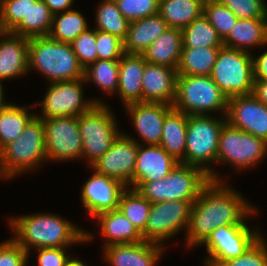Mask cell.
<instances>
[{"label":"cell","mask_w":267,"mask_h":266,"mask_svg":"<svg viewBox=\"0 0 267 266\" xmlns=\"http://www.w3.org/2000/svg\"><path fill=\"white\" fill-rule=\"evenodd\" d=\"M254 96L267 105V80H254Z\"/></svg>","instance_id":"681fc988"},{"label":"cell","mask_w":267,"mask_h":266,"mask_svg":"<svg viewBox=\"0 0 267 266\" xmlns=\"http://www.w3.org/2000/svg\"><path fill=\"white\" fill-rule=\"evenodd\" d=\"M230 9L238 19L267 18L264 0H218Z\"/></svg>","instance_id":"7bdbcfd3"},{"label":"cell","mask_w":267,"mask_h":266,"mask_svg":"<svg viewBox=\"0 0 267 266\" xmlns=\"http://www.w3.org/2000/svg\"><path fill=\"white\" fill-rule=\"evenodd\" d=\"M210 77L228 99L252 94V54L223 45L218 51Z\"/></svg>","instance_id":"ba28073f"},{"label":"cell","mask_w":267,"mask_h":266,"mask_svg":"<svg viewBox=\"0 0 267 266\" xmlns=\"http://www.w3.org/2000/svg\"><path fill=\"white\" fill-rule=\"evenodd\" d=\"M114 113L102 102L78 116V127L82 139V157L91 166L107 152L121 134Z\"/></svg>","instance_id":"9c48e42d"},{"label":"cell","mask_w":267,"mask_h":266,"mask_svg":"<svg viewBox=\"0 0 267 266\" xmlns=\"http://www.w3.org/2000/svg\"><path fill=\"white\" fill-rule=\"evenodd\" d=\"M220 47L182 48L178 75L210 76Z\"/></svg>","instance_id":"4dcf8cb0"},{"label":"cell","mask_w":267,"mask_h":266,"mask_svg":"<svg viewBox=\"0 0 267 266\" xmlns=\"http://www.w3.org/2000/svg\"><path fill=\"white\" fill-rule=\"evenodd\" d=\"M163 245L142 241L104 247L105 260L111 266H155L163 253Z\"/></svg>","instance_id":"44dd1931"},{"label":"cell","mask_w":267,"mask_h":266,"mask_svg":"<svg viewBox=\"0 0 267 266\" xmlns=\"http://www.w3.org/2000/svg\"><path fill=\"white\" fill-rule=\"evenodd\" d=\"M119 60H96L84 69L85 81H93L104 92L118 90Z\"/></svg>","instance_id":"8d00e7d4"},{"label":"cell","mask_w":267,"mask_h":266,"mask_svg":"<svg viewBox=\"0 0 267 266\" xmlns=\"http://www.w3.org/2000/svg\"><path fill=\"white\" fill-rule=\"evenodd\" d=\"M116 4L129 22L159 13V0H119Z\"/></svg>","instance_id":"60d3db41"},{"label":"cell","mask_w":267,"mask_h":266,"mask_svg":"<svg viewBox=\"0 0 267 266\" xmlns=\"http://www.w3.org/2000/svg\"><path fill=\"white\" fill-rule=\"evenodd\" d=\"M254 80H267V51L257 56H252Z\"/></svg>","instance_id":"7dc6e473"},{"label":"cell","mask_w":267,"mask_h":266,"mask_svg":"<svg viewBox=\"0 0 267 266\" xmlns=\"http://www.w3.org/2000/svg\"><path fill=\"white\" fill-rule=\"evenodd\" d=\"M53 15L42 0H28L27 17H23L11 33L27 38L48 36Z\"/></svg>","instance_id":"f1b7e54d"},{"label":"cell","mask_w":267,"mask_h":266,"mask_svg":"<svg viewBox=\"0 0 267 266\" xmlns=\"http://www.w3.org/2000/svg\"><path fill=\"white\" fill-rule=\"evenodd\" d=\"M28 252L14 239L0 243V266H26Z\"/></svg>","instance_id":"f6af8a7d"},{"label":"cell","mask_w":267,"mask_h":266,"mask_svg":"<svg viewBox=\"0 0 267 266\" xmlns=\"http://www.w3.org/2000/svg\"><path fill=\"white\" fill-rule=\"evenodd\" d=\"M205 0H159V14L169 28L183 29L203 13Z\"/></svg>","instance_id":"f546056e"},{"label":"cell","mask_w":267,"mask_h":266,"mask_svg":"<svg viewBox=\"0 0 267 266\" xmlns=\"http://www.w3.org/2000/svg\"><path fill=\"white\" fill-rule=\"evenodd\" d=\"M226 121L267 142V105L253 93L229 98Z\"/></svg>","instance_id":"2e32d148"},{"label":"cell","mask_w":267,"mask_h":266,"mask_svg":"<svg viewBox=\"0 0 267 266\" xmlns=\"http://www.w3.org/2000/svg\"><path fill=\"white\" fill-rule=\"evenodd\" d=\"M245 201L222 181L211 180L192 205L186 246H200L220 226L246 224L257 210Z\"/></svg>","instance_id":"6da1fadb"},{"label":"cell","mask_w":267,"mask_h":266,"mask_svg":"<svg viewBox=\"0 0 267 266\" xmlns=\"http://www.w3.org/2000/svg\"><path fill=\"white\" fill-rule=\"evenodd\" d=\"M267 44V18L237 19L223 45L250 52V48ZM249 49V50H248Z\"/></svg>","instance_id":"484cf974"},{"label":"cell","mask_w":267,"mask_h":266,"mask_svg":"<svg viewBox=\"0 0 267 266\" xmlns=\"http://www.w3.org/2000/svg\"><path fill=\"white\" fill-rule=\"evenodd\" d=\"M98 60H120L125 54L123 40L107 32L96 30Z\"/></svg>","instance_id":"ee69618b"},{"label":"cell","mask_w":267,"mask_h":266,"mask_svg":"<svg viewBox=\"0 0 267 266\" xmlns=\"http://www.w3.org/2000/svg\"><path fill=\"white\" fill-rule=\"evenodd\" d=\"M60 15V16H59ZM89 29L87 21L79 11L71 9L54 14L48 37L52 40L70 44L81 33Z\"/></svg>","instance_id":"d6a6232c"},{"label":"cell","mask_w":267,"mask_h":266,"mask_svg":"<svg viewBox=\"0 0 267 266\" xmlns=\"http://www.w3.org/2000/svg\"><path fill=\"white\" fill-rule=\"evenodd\" d=\"M96 11V30L110 33L124 40L129 21L121 14L115 1L103 0Z\"/></svg>","instance_id":"d590c367"},{"label":"cell","mask_w":267,"mask_h":266,"mask_svg":"<svg viewBox=\"0 0 267 266\" xmlns=\"http://www.w3.org/2000/svg\"><path fill=\"white\" fill-rule=\"evenodd\" d=\"M28 65L50 83L84 78V69L71 45L48 36L29 38Z\"/></svg>","instance_id":"3957f363"},{"label":"cell","mask_w":267,"mask_h":266,"mask_svg":"<svg viewBox=\"0 0 267 266\" xmlns=\"http://www.w3.org/2000/svg\"><path fill=\"white\" fill-rule=\"evenodd\" d=\"M187 114L172 109L164 119L160 146L178 162L185 157Z\"/></svg>","instance_id":"83f0119b"},{"label":"cell","mask_w":267,"mask_h":266,"mask_svg":"<svg viewBox=\"0 0 267 266\" xmlns=\"http://www.w3.org/2000/svg\"><path fill=\"white\" fill-rule=\"evenodd\" d=\"M263 237L261 236L240 257L226 260L219 265L207 266H267V243Z\"/></svg>","instance_id":"b9f144b4"},{"label":"cell","mask_w":267,"mask_h":266,"mask_svg":"<svg viewBox=\"0 0 267 266\" xmlns=\"http://www.w3.org/2000/svg\"><path fill=\"white\" fill-rule=\"evenodd\" d=\"M217 118L209 114L187 115L185 157L180 163L201 168L211 180L222 181L216 176L217 171L206 165L217 162L220 132L227 122L224 115Z\"/></svg>","instance_id":"8992f818"},{"label":"cell","mask_w":267,"mask_h":266,"mask_svg":"<svg viewBox=\"0 0 267 266\" xmlns=\"http://www.w3.org/2000/svg\"><path fill=\"white\" fill-rule=\"evenodd\" d=\"M143 55L124 54L119 60L118 90L123 105L143 101L142 77L145 69Z\"/></svg>","instance_id":"603a6c76"},{"label":"cell","mask_w":267,"mask_h":266,"mask_svg":"<svg viewBox=\"0 0 267 266\" xmlns=\"http://www.w3.org/2000/svg\"><path fill=\"white\" fill-rule=\"evenodd\" d=\"M262 235L252 231L247 224L225 225L218 227L201 244L209 253L205 258L206 265H219L222 262L240 257Z\"/></svg>","instance_id":"4fadbf2b"},{"label":"cell","mask_w":267,"mask_h":266,"mask_svg":"<svg viewBox=\"0 0 267 266\" xmlns=\"http://www.w3.org/2000/svg\"><path fill=\"white\" fill-rule=\"evenodd\" d=\"M169 28L159 13L129 23L123 40L126 54L143 55L148 47Z\"/></svg>","instance_id":"cb8c5ba5"},{"label":"cell","mask_w":267,"mask_h":266,"mask_svg":"<svg viewBox=\"0 0 267 266\" xmlns=\"http://www.w3.org/2000/svg\"><path fill=\"white\" fill-rule=\"evenodd\" d=\"M12 228L13 239L28 254L30 248H64L69 245L92 240L90 232L74 226L65 218L55 214L22 215L9 220Z\"/></svg>","instance_id":"7a4b0ae2"},{"label":"cell","mask_w":267,"mask_h":266,"mask_svg":"<svg viewBox=\"0 0 267 266\" xmlns=\"http://www.w3.org/2000/svg\"><path fill=\"white\" fill-rule=\"evenodd\" d=\"M182 48L222 47L223 41L216 29L202 13L190 25L182 30Z\"/></svg>","instance_id":"836d02e7"},{"label":"cell","mask_w":267,"mask_h":266,"mask_svg":"<svg viewBox=\"0 0 267 266\" xmlns=\"http://www.w3.org/2000/svg\"><path fill=\"white\" fill-rule=\"evenodd\" d=\"M37 263L38 266H64L69 260L71 255L66 252V247L64 248H38Z\"/></svg>","instance_id":"bcb514c9"},{"label":"cell","mask_w":267,"mask_h":266,"mask_svg":"<svg viewBox=\"0 0 267 266\" xmlns=\"http://www.w3.org/2000/svg\"><path fill=\"white\" fill-rule=\"evenodd\" d=\"M177 76L176 69L146 63L142 77L143 102L172 106L176 94Z\"/></svg>","instance_id":"d6986e66"},{"label":"cell","mask_w":267,"mask_h":266,"mask_svg":"<svg viewBox=\"0 0 267 266\" xmlns=\"http://www.w3.org/2000/svg\"><path fill=\"white\" fill-rule=\"evenodd\" d=\"M194 202L172 200L152 204L145 230L141 233L144 241L163 245L164 240L174 237L181 229L187 230Z\"/></svg>","instance_id":"7c38bea8"},{"label":"cell","mask_w":267,"mask_h":266,"mask_svg":"<svg viewBox=\"0 0 267 266\" xmlns=\"http://www.w3.org/2000/svg\"><path fill=\"white\" fill-rule=\"evenodd\" d=\"M45 160L44 123L35 115L20 136L0 151V178L10 179L20 172L33 170Z\"/></svg>","instance_id":"5b68a950"},{"label":"cell","mask_w":267,"mask_h":266,"mask_svg":"<svg viewBox=\"0 0 267 266\" xmlns=\"http://www.w3.org/2000/svg\"><path fill=\"white\" fill-rule=\"evenodd\" d=\"M95 218H98L101 234L106 238L104 247L144 241L142 234L119 209L101 212Z\"/></svg>","instance_id":"d4e9b609"},{"label":"cell","mask_w":267,"mask_h":266,"mask_svg":"<svg viewBox=\"0 0 267 266\" xmlns=\"http://www.w3.org/2000/svg\"><path fill=\"white\" fill-rule=\"evenodd\" d=\"M0 83L29 72V38L0 31Z\"/></svg>","instance_id":"7402d4cb"},{"label":"cell","mask_w":267,"mask_h":266,"mask_svg":"<svg viewBox=\"0 0 267 266\" xmlns=\"http://www.w3.org/2000/svg\"><path fill=\"white\" fill-rule=\"evenodd\" d=\"M3 86L0 83V111L3 110L4 108H6L10 103H6V101L4 102V93H3Z\"/></svg>","instance_id":"816d5d0a"},{"label":"cell","mask_w":267,"mask_h":266,"mask_svg":"<svg viewBox=\"0 0 267 266\" xmlns=\"http://www.w3.org/2000/svg\"><path fill=\"white\" fill-rule=\"evenodd\" d=\"M27 107H19L10 103L0 111V151L20 136L28 122L36 115L28 113ZM27 110V111H26Z\"/></svg>","instance_id":"1f68e13d"},{"label":"cell","mask_w":267,"mask_h":266,"mask_svg":"<svg viewBox=\"0 0 267 266\" xmlns=\"http://www.w3.org/2000/svg\"><path fill=\"white\" fill-rule=\"evenodd\" d=\"M94 173L82 187L81 201L88 213L97 214L118 209L119 198L126 188L120 181L92 170Z\"/></svg>","instance_id":"e0dca14e"},{"label":"cell","mask_w":267,"mask_h":266,"mask_svg":"<svg viewBox=\"0 0 267 266\" xmlns=\"http://www.w3.org/2000/svg\"><path fill=\"white\" fill-rule=\"evenodd\" d=\"M138 142L121 133L111 148L90 167L98 173L120 181L126 187L133 185Z\"/></svg>","instance_id":"9a60e30c"},{"label":"cell","mask_w":267,"mask_h":266,"mask_svg":"<svg viewBox=\"0 0 267 266\" xmlns=\"http://www.w3.org/2000/svg\"><path fill=\"white\" fill-rule=\"evenodd\" d=\"M203 14L216 29L222 41L229 35L231 28L238 19L230 9L218 0H205L203 3Z\"/></svg>","instance_id":"74e56055"},{"label":"cell","mask_w":267,"mask_h":266,"mask_svg":"<svg viewBox=\"0 0 267 266\" xmlns=\"http://www.w3.org/2000/svg\"><path fill=\"white\" fill-rule=\"evenodd\" d=\"M183 47L181 29L168 28L143 53L147 63L178 68Z\"/></svg>","instance_id":"4316f807"},{"label":"cell","mask_w":267,"mask_h":266,"mask_svg":"<svg viewBox=\"0 0 267 266\" xmlns=\"http://www.w3.org/2000/svg\"><path fill=\"white\" fill-rule=\"evenodd\" d=\"M53 14L71 10L74 0H42Z\"/></svg>","instance_id":"c3c4849f"},{"label":"cell","mask_w":267,"mask_h":266,"mask_svg":"<svg viewBox=\"0 0 267 266\" xmlns=\"http://www.w3.org/2000/svg\"><path fill=\"white\" fill-rule=\"evenodd\" d=\"M64 266H87L83 261L70 257Z\"/></svg>","instance_id":"f907efd6"},{"label":"cell","mask_w":267,"mask_h":266,"mask_svg":"<svg viewBox=\"0 0 267 266\" xmlns=\"http://www.w3.org/2000/svg\"><path fill=\"white\" fill-rule=\"evenodd\" d=\"M28 0H0V31L11 32L27 17Z\"/></svg>","instance_id":"f35d334b"},{"label":"cell","mask_w":267,"mask_h":266,"mask_svg":"<svg viewBox=\"0 0 267 266\" xmlns=\"http://www.w3.org/2000/svg\"><path fill=\"white\" fill-rule=\"evenodd\" d=\"M70 45L83 69L98 59L96 51V29L91 30L89 28L87 31L81 33Z\"/></svg>","instance_id":"ab89813d"},{"label":"cell","mask_w":267,"mask_h":266,"mask_svg":"<svg viewBox=\"0 0 267 266\" xmlns=\"http://www.w3.org/2000/svg\"><path fill=\"white\" fill-rule=\"evenodd\" d=\"M84 78L70 81L51 82L45 96L39 104L42 108V116L39 118H54L61 116L78 117L89 111L95 104H101L99 100L84 99Z\"/></svg>","instance_id":"8fae6325"},{"label":"cell","mask_w":267,"mask_h":266,"mask_svg":"<svg viewBox=\"0 0 267 266\" xmlns=\"http://www.w3.org/2000/svg\"><path fill=\"white\" fill-rule=\"evenodd\" d=\"M210 181L209 174L203 169L179 162L164 178L133 183L132 188L154 204L172 200H196Z\"/></svg>","instance_id":"277c9868"},{"label":"cell","mask_w":267,"mask_h":266,"mask_svg":"<svg viewBox=\"0 0 267 266\" xmlns=\"http://www.w3.org/2000/svg\"><path fill=\"white\" fill-rule=\"evenodd\" d=\"M151 206L152 203L136 189L126 187L120 195L118 209L142 233L145 230Z\"/></svg>","instance_id":"e575fe53"},{"label":"cell","mask_w":267,"mask_h":266,"mask_svg":"<svg viewBox=\"0 0 267 266\" xmlns=\"http://www.w3.org/2000/svg\"><path fill=\"white\" fill-rule=\"evenodd\" d=\"M179 162L160 145L142 146L138 143L133 183H146L168 175Z\"/></svg>","instance_id":"ffe728a7"},{"label":"cell","mask_w":267,"mask_h":266,"mask_svg":"<svg viewBox=\"0 0 267 266\" xmlns=\"http://www.w3.org/2000/svg\"><path fill=\"white\" fill-rule=\"evenodd\" d=\"M126 107L133 125L146 145H159L165 116L173 109L171 105L152 102H138ZM146 142V143H145Z\"/></svg>","instance_id":"ac0fdd59"},{"label":"cell","mask_w":267,"mask_h":266,"mask_svg":"<svg viewBox=\"0 0 267 266\" xmlns=\"http://www.w3.org/2000/svg\"><path fill=\"white\" fill-rule=\"evenodd\" d=\"M228 100L210 76L178 75L172 107L187 115L219 111L226 116Z\"/></svg>","instance_id":"52a82bcc"},{"label":"cell","mask_w":267,"mask_h":266,"mask_svg":"<svg viewBox=\"0 0 267 266\" xmlns=\"http://www.w3.org/2000/svg\"><path fill=\"white\" fill-rule=\"evenodd\" d=\"M45 130L47 160L68 161L82 157V139L78 117L41 118Z\"/></svg>","instance_id":"5bb4252c"},{"label":"cell","mask_w":267,"mask_h":266,"mask_svg":"<svg viewBox=\"0 0 267 266\" xmlns=\"http://www.w3.org/2000/svg\"><path fill=\"white\" fill-rule=\"evenodd\" d=\"M267 156V142L226 122L220 132L218 163H228L238 170L257 164Z\"/></svg>","instance_id":"30bf717a"}]
</instances>
